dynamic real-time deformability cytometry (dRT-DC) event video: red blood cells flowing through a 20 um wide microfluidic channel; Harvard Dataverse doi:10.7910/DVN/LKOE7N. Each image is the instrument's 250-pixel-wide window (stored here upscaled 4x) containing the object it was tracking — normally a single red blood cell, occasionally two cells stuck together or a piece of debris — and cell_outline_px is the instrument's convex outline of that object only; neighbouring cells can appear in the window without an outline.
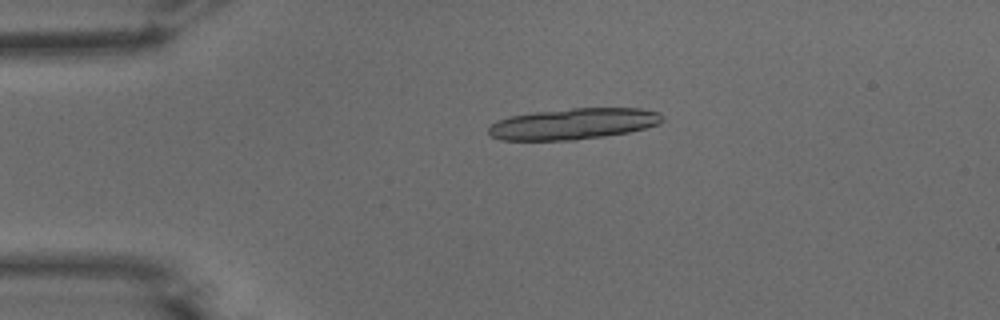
{"species": "common noctule bat (a hibernating species)", "species_latin": "Nyctalus noctula", "temperature_condition": "warm", "stored_images_in_passage": 19, "camera_frame_rate_fps": 3000, "um_per_image_px": 0.085, "animal": {"sex": "male", "body_mass_g": 15.6}, "frame": {"image": 1, "passage_image": 11, "time_ms": 3.333, "image_size_px": [1000, 320], "cell_outline_px": [[664, 116], [660, 124], [628, 132], [604, 136], [576, 140], [500, 140], [492, 136], [488, 132], [488, 128], [496, 120], [508, 116], [532, 112], [572, 108], [640, 108], [660, 112]], "centroid_in_image_um": [48.73, 10.52], "position_along_channel_um": 36.3, "area_um2": 31.73}}